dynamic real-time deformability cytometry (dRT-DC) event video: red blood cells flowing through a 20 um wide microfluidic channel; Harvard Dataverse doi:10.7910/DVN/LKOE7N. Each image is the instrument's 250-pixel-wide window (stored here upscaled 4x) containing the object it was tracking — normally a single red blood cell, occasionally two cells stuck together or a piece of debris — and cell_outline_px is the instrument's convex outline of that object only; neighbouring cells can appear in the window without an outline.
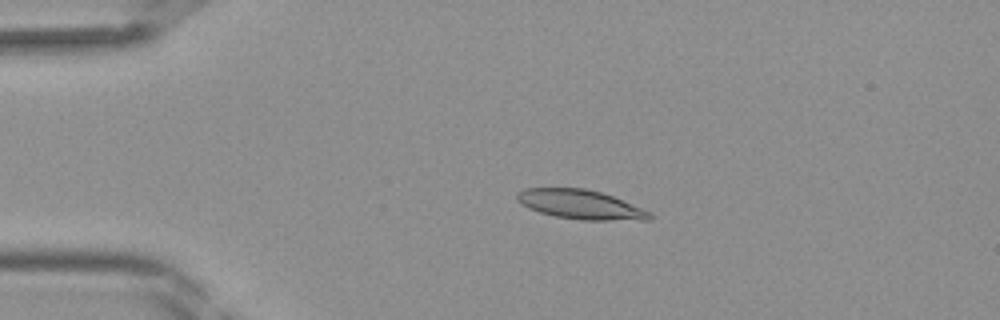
{"species": "Egyptian fruit bat (a non-hibernating species)", "species_latin": "Rousettus aegyptiacus", "temperature_condition": "room temperature", "stored_images_in_passage": 42, "camera_frame_rate_fps": 3000, "um_per_image_px": 0.085, "frame": {"image": 1, "passage_image": 9, "time_ms": 2.667, "image_size_px": [1000, 320], "cell_outline_px": [[652, 220], [580, 220], [556, 216], [540, 212], [528, 208], [516, 200], [516, 196], [524, 188], [584, 188], [600, 192], [612, 196], [640, 208], [648, 212], [652, 216]], "centroid_in_image_um": [49.31, 17.38], "position_along_channel_um": 35.7, "area_um2": 22.31}}
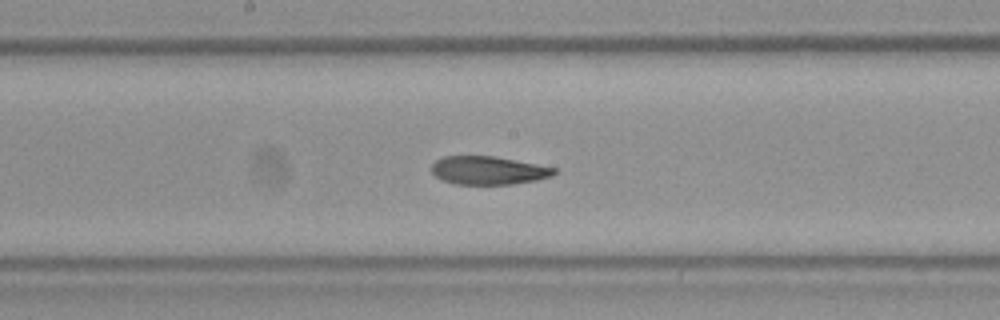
{"frame": {"image": 2, "passage_image": 22, "time_ms": 7.0, "image_size_px": [1000, 320], "cell_outline_px": [[556, 172], [552, 176], [536, 180], [512, 184], [456, 184], [444, 180], [436, 176], [432, 172], [432, 164], [436, 160], [444, 156], [496, 156], [556, 168]], "centroid_in_image_um": [41.51, 14.48], "position_along_channel_um": 206.7, "area_um2": 20.06}}
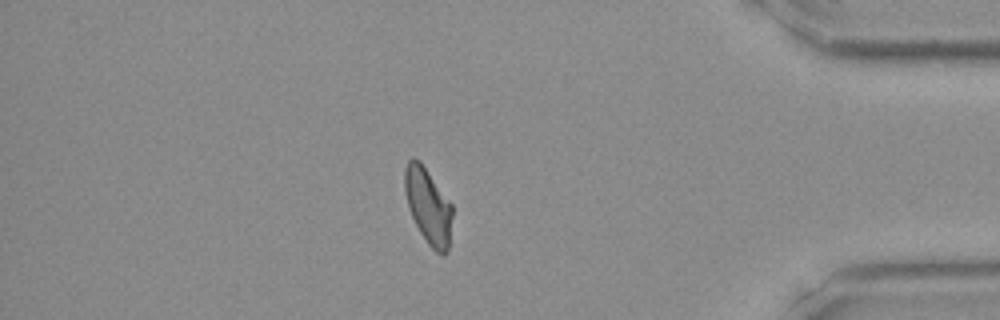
{"frame": {"image": 3, "passage_image": 36, "time_ms": 11.667, "image_size_px": [1000, 320], "cell_outline_px": [[452, 216], [448, 252], [444, 256], [436, 252], [428, 244], [420, 232], [408, 208], [404, 192], [404, 168], [408, 160], [412, 156], [420, 160], [452, 204]], "centroid_in_image_um": [36.38, 17.49], "position_along_channel_um": 398.8, "area_um2": 21.21}}